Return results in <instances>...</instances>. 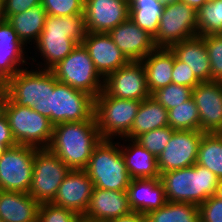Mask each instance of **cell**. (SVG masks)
<instances>
[{
    "instance_id": "cell-1",
    "label": "cell",
    "mask_w": 222,
    "mask_h": 222,
    "mask_svg": "<svg viewBox=\"0 0 222 222\" xmlns=\"http://www.w3.org/2000/svg\"><path fill=\"white\" fill-rule=\"evenodd\" d=\"M86 34L84 14L64 17L47 15L44 28L34 46L44 61L37 63L38 69L50 70L66 58L78 44H82Z\"/></svg>"
},
{
    "instance_id": "cell-2",
    "label": "cell",
    "mask_w": 222,
    "mask_h": 222,
    "mask_svg": "<svg viewBox=\"0 0 222 222\" xmlns=\"http://www.w3.org/2000/svg\"><path fill=\"white\" fill-rule=\"evenodd\" d=\"M101 140L96 120L65 122L53 126L48 149L71 170H84Z\"/></svg>"
},
{
    "instance_id": "cell-3",
    "label": "cell",
    "mask_w": 222,
    "mask_h": 222,
    "mask_svg": "<svg viewBox=\"0 0 222 222\" xmlns=\"http://www.w3.org/2000/svg\"><path fill=\"white\" fill-rule=\"evenodd\" d=\"M168 202L193 203L197 206L214 196L219 179L199 164L160 174Z\"/></svg>"
},
{
    "instance_id": "cell-4",
    "label": "cell",
    "mask_w": 222,
    "mask_h": 222,
    "mask_svg": "<svg viewBox=\"0 0 222 222\" xmlns=\"http://www.w3.org/2000/svg\"><path fill=\"white\" fill-rule=\"evenodd\" d=\"M28 69L29 67H25L4 83L5 94L12 102L33 108L51 122L54 75L51 70Z\"/></svg>"
},
{
    "instance_id": "cell-5",
    "label": "cell",
    "mask_w": 222,
    "mask_h": 222,
    "mask_svg": "<svg viewBox=\"0 0 222 222\" xmlns=\"http://www.w3.org/2000/svg\"><path fill=\"white\" fill-rule=\"evenodd\" d=\"M84 170L94 187L100 189L127 191L131 181L120 149V142H115L113 139H102L95 146Z\"/></svg>"
},
{
    "instance_id": "cell-6",
    "label": "cell",
    "mask_w": 222,
    "mask_h": 222,
    "mask_svg": "<svg viewBox=\"0 0 222 222\" xmlns=\"http://www.w3.org/2000/svg\"><path fill=\"white\" fill-rule=\"evenodd\" d=\"M2 111L6 115L12 136L19 145L48 148L53 133L49 119L28 106H20L5 96Z\"/></svg>"
},
{
    "instance_id": "cell-7",
    "label": "cell",
    "mask_w": 222,
    "mask_h": 222,
    "mask_svg": "<svg viewBox=\"0 0 222 222\" xmlns=\"http://www.w3.org/2000/svg\"><path fill=\"white\" fill-rule=\"evenodd\" d=\"M142 101L120 99L103 90L95 97L94 116L102 139H130V130ZM118 136V138H117Z\"/></svg>"
},
{
    "instance_id": "cell-8",
    "label": "cell",
    "mask_w": 222,
    "mask_h": 222,
    "mask_svg": "<svg viewBox=\"0 0 222 222\" xmlns=\"http://www.w3.org/2000/svg\"><path fill=\"white\" fill-rule=\"evenodd\" d=\"M58 82L97 97L104 90V79L95 69L88 50L78 44L63 60L52 67Z\"/></svg>"
},
{
    "instance_id": "cell-9",
    "label": "cell",
    "mask_w": 222,
    "mask_h": 222,
    "mask_svg": "<svg viewBox=\"0 0 222 222\" xmlns=\"http://www.w3.org/2000/svg\"><path fill=\"white\" fill-rule=\"evenodd\" d=\"M70 171L71 169L48 148L37 149L33 158L29 195L39 203L51 202Z\"/></svg>"
},
{
    "instance_id": "cell-10",
    "label": "cell",
    "mask_w": 222,
    "mask_h": 222,
    "mask_svg": "<svg viewBox=\"0 0 222 222\" xmlns=\"http://www.w3.org/2000/svg\"><path fill=\"white\" fill-rule=\"evenodd\" d=\"M95 98L86 92L58 82L54 76L51 92V124L96 120Z\"/></svg>"
},
{
    "instance_id": "cell-11",
    "label": "cell",
    "mask_w": 222,
    "mask_h": 222,
    "mask_svg": "<svg viewBox=\"0 0 222 222\" xmlns=\"http://www.w3.org/2000/svg\"><path fill=\"white\" fill-rule=\"evenodd\" d=\"M198 36L197 11L182 1L166 4L160 18L156 47L171 45Z\"/></svg>"
},
{
    "instance_id": "cell-12",
    "label": "cell",
    "mask_w": 222,
    "mask_h": 222,
    "mask_svg": "<svg viewBox=\"0 0 222 222\" xmlns=\"http://www.w3.org/2000/svg\"><path fill=\"white\" fill-rule=\"evenodd\" d=\"M37 149L19 144L7 148L0 156V190L28 193Z\"/></svg>"
},
{
    "instance_id": "cell-13",
    "label": "cell",
    "mask_w": 222,
    "mask_h": 222,
    "mask_svg": "<svg viewBox=\"0 0 222 222\" xmlns=\"http://www.w3.org/2000/svg\"><path fill=\"white\" fill-rule=\"evenodd\" d=\"M203 134L204 132L200 130H175L170 141L157 157L160 174L193 166L197 161Z\"/></svg>"
},
{
    "instance_id": "cell-14",
    "label": "cell",
    "mask_w": 222,
    "mask_h": 222,
    "mask_svg": "<svg viewBox=\"0 0 222 222\" xmlns=\"http://www.w3.org/2000/svg\"><path fill=\"white\" fill-rule=\"evenodd\" d=\"M104 90L120 99L142 101L150 97L143 63L132 61L111 73L104 80Z\"/></svg>"
},
{
    "instance_id": "cell-15",
    "label": "cell",
    "mask_w": 222,
    "mask_h": 222,
    "mask_svg": "<svg viewBox=\"0 0 222 222\" xmlns=\"http://www.w3.org/2000/svg\"><path fill=\"white\" fill-rule=\"evenodd\" d=\"M130 0H84L87 32L108 33L129 18Z\"/></svg>"
},
{
    "instance_id": "cell-16",
    "label": "cell",
    "mask_w": 222,
    "mask_h": 222,
    "mask_svg": "<svg viewBox=\"0 0 222 222\" xmlns=\"http://www.w3.org/2000/svg\"><path fill=\"white\" fill-rule=\"evenodd\" d=\"M200 119V131L222 133V82H200L192 91Z\"/></svg>"
},
{
    "instance_id": "cell-17",
    "label": "cell",
    "mask_w": 222,
    "mask_h": 222,
    "mask_svg": "<svg viewBox=\"0 0 222 222\" xmlns=\"http://www.w3.org/2000/svg\"><path fill=\"white\" fill-rule=\"evenodd\" d=\"M93 189L94 184L85 170H71L58 187L51 203L83 217Z\"/></svg>"
},
{
    "instance_id": "cell-18",
    "label": "cell",
    "mask_w": 222,
    "mask_h": 222,
    "mask_svg": "<svg viewBox=\"0 0 222 222\" xmlns=\"http://www.w3.org/2000/svg\"><path fill=\"white\" fill-rule=\"evenodd\" d=\"M82 44L88 50L95 69L104 80L130 62L108 33L87 32Z\"/></svg>"
},
{
    "instance_id": "cell-19",
    "label": "cell",
    "mask_w": 222,
    "mask_h": 222,
    "mask_svg": "<svg viewBox=\"0 0 222 222\" xmlns=\"http://www.w3.org/2000/svg\"><path fill=\"white\" fill-rule=\"evenodd\" d=\"M116 46L130 61H142L155 48L153 38L130 18L108 32Z\"/></svg>"
},
{
    "instance_id": "cell-20",
    "label": "cell",
    "mask_w": 222,
    "mask_h": 222,
    "mask_svg": "<svg viewBox=\"0 0 222 222\" xmlns=\"http://www.w3.org/2000/svg\"><path fill=\"white\" fill-rule=\"evenodd\" d=\"M130 212L126 191H112L94 187L83 220L108 222Z\"/></svg>"
},
{
    "instance_id": "cell-21",
    "label": "cell",
    "mask_w": 222,
    "mask_h": 222,
    "mask_svg": "<svg viewBox=\"0 0 222 222\" xmlns=\"http://www.w3.org/2000/svg\"><path fill=\"white\" fill-rule=\"evenodd\" d=\"M26 46L20 41L13 27L0 19V80L5 83L20 70L29 65L26 55ZM27 58V59H26ZM21 65L23 67H21Z\"/></svg>"
},
{
    "instance_id": "cell-22",
    "label": "cell",
    "mask_w": 222,
    "mask_h": 222,
    "mask_svg": "<svg viewBox=\"0 0 222 222\" xmlns=\"http://www.w3.org/2000/svg\"><path fill=\"white\" fill-rule=\"evenodd\" d=\"M126 192L131 211L144 215L167 202L160 177L131 179Z\"/></svg>"
},
{
    "instance_id": "cell-23",
    "label": "cell",
    "mask_w": 222,
    "mask_h": 222,
    "mask_svg": "<svg viewBox=\"0 0 222 222\" xmlns=\"http://www.w3.org/2000/svg\"><path fill=\"white\" fill-rule=\"evenodd\" d=\"M175 57L188 64L200 82L211 81V67L205 41L201 36L175 43L169 47Z\"/></svg>"
},
{
    "instance_id": "cell-24",
    "label": "cell",
    "mask_w": 222,
    "mask_h": 222,
    "mask_svg": "<svg viewBox=\"0 0 222 222\" xmlns=\"http://www.w3.org/2000/svg\"><path fill=\"white\" fill-rule=\"evenodd\" d=\"M39 205L29 193L0 190V219L4 222H38Z\"/></svg>"
},
{
    "instance_id": "cell-25",
    "label": "cell",
    "mask_w": 222,
    "mask_h": 222,
    "mask_svg": "<svg viewBox=\"0 0 222 222\" xmlns=\"http://www.w3.org/2000/svg\"><path fill=\"white\" fill-rule=\"evenodd\" d=\"M141 62L150 94L172 83L174 53L170 48L156 47Z\"/></svg>"
},
{
    "instance_id": "cell-26",
    "label": "cell",
    "mask_w": 222,
    "mask_h": 222,
    "mask_svg": "<svg viewBox=\"0 0 222 222\" xmlns=\"http://www.w3.org/2000/svg\"><path fill=\"white\" fill-rule=\"evenodd\" d=\"M121 140L126 144L128 142L127 146L120 142V149L131 179L160 177L156 156L135 140L127 138H121Z\"/></svg>"
},
{
    "instance_id": "cell-27",
    "label": "cell",
    "mask_w": 222,
    "mask_h": 222,
    "mask_svg": "<svg viewBox=\"0 0 222 222\" xmlns=\"http://www.w3.org/2000/svg\"><path fill=\"white\" fill-rule=\"evenodd\" d=\"M169 126L168 110L151 96L142 100L130 130V139L153 129Z\"/></svg>"
},
{
    "instance_id": "cell-28",
    "label": "cell",
    "mask_w": 222,
    "mask_h": 222,
    "mask_svg": "<svg viewBox=\"0 0 222 222\" xmlns=\"http://www.w3.org/2000/svg\"><path fill=\"white\" fill-rule=\"evenodd\" d=\"M46 10L40 4L23 13L10 15L6 21L13 27L20 41L27 46L30 42L37 43L44 28Z\"/></svg>"
},
{
    "instance_id": "cell-29",
    "label": "cell",
    "mask_w": 222,
    "mask_h": 222,
    "mask_svg": "<svg viewBox=\"0 0 222 222\" xmlns=\"http://www.w3.org/2000/svg\"><path fill=\"white\" fill-rule=\"evenodd\" d=\"M164 6L160 0H130L129 18L154 39Z\"/></svg>"
},
{
    "instance_id": "cell-30",
    "label": "cell",
    "mask_w": 222,
    "mask_h": 222,
    "mask_svg": "<svg viewBox=\"0 0 222 222\" xmlns=\"http://www.w3.org/2000/svg\"><path fill=\"white\" fill-rule=\"evenodd\" d=\"M146 222H200L199 208L193 203L166 202L145 215Z\"/></svg>"
},
{
    "instance_id": "cell-31",
    "label": "cell",
    "mask_w": 222,
    "mask_h": 222,
    "mask_svg": "<svg viewBox=\"0 0 222 222\" xmlns=\"http://www.w3.org/2000/svg\"><path fill=\"white\" fill-rule=\"evenodd\" d=\"M196 164L208 168L222 179V133H204L199 144Z\"/></svg>"
},
{
    "instance_id": "cell-32",
    "label": "cell",
    "mask_w": 222,
    "mask_h": 222,
    "mask_svg": "<svg viewBox=\"0 0 222 222\" xmlns=\"http://www.w3.org/2000/svg\"><path fill=\"white\" fill-rule=\"evenodd\" d=\"M198 36L219 35L222 31V0H208L197 11Z\"/></svg>"
},
{
    "instance_id": "cell-33",
    "label": "cell",
    "mask_w": 222,
    "mask_h": 222,
    "mask_svg": "<svg viewBox=\"0 0 222 222\" xmlns=\"http://www.w3.org/2000/svg\"><path fill=\"white\" fill-rule=\"evenodd\" d=\"M168 123L174 130H200L199 112L193 97L168 110Z\"/></svg>"
},
{
    "instance_id": "cell-34",
    "label": "cell",
    "mask_w": 222,
    "mask_h": 222,
    "mask_svg": "<svg viewBox=\"0 0 222 222\" xmlns=\"http://www.w3.org/2000/svg\"><path fill=\"white\" fill-rule=\"evenodd\" d=\"M192 91L193 88L171 83L154 91L151 97L169 110L189 100L192 97Z\"/></svg>"
},
{
    "instance_id": "cell-35",
    "label": "cell",
    "mask_w": 222,
    "mask_h": 222,
    "mask_svg": "<svg viewBox=\"0 0 222 222\" xmlns=\"http://www.w3.org/2000/svg\"><path fill=\"white\" fill-rule=\"evenodd\" d=\"M174 131L175 130L169 126L153 129L139 135L135 141H137L154 156L158 157V155H160L167 143L170 141Z\"/></svg>"
},
{
    "instance_id": "cell-36",
    "label": "cell",
    "mask_w": 222,
    "mask_h": 222,
    "mask_svg": "<svg viewBox=\"0 0 222 222\" xmlns=\"http://www.w3.org/2000/svg\"><path fill=\"white\" fill-rule=\"evenodd\" d=\"M83 217L51 202L40 203L38 222H82Z\"/></svg>"
},
{
    "instance_id": "cell-37",
    "label": "cell",
    "mask_w": 222,
    "mask_h": 222,
    "mask_svg": "<svg viewBox=\"0 0 222 222\" xmlns=\"http://www.w3.org/2000/svg\"><path fill=\"white\" fill-rule=\"evenodd\" d=\"M205 41L211 67V81L222 82V37L217 35L201 36Z\"/></svg>"
},
{
    "instance_id": "cell-38",
    "label": "cell",
    "mask_w": 222,
    "mask_h": 222,
    "mask_svg": "<svg viewBox=\"0 0 222 222\" xmlns=\"http://www.w3.org/2000/svg\"><path fill=\"white\" fill-rule=\"evenodd\" d=\"M47 15L69 16L84 14V0H42Z\"/></svg>"
},
{
    "instance_id": "cell-39",
    "label": "cell",
    "mask_w": 222,
    "mask_h": 222,
    "mask_svg": "<svg viewBox=\"0 0 222 222\" xmlns=\"http://www.w3.org/2000/svg\"><path fill=\"white\" fill-rule=\"evenodd\" d=\"M198 208L200 222H222V199L220 197L211 196Z\"/></svg>"
},
{
    "instance_id": "cell-40",
    "label": "cell",
    "mask_w": 222,
    "mask_h": 222,
    "mask_svg": "<svg viewBox=\"0 0 222 222\" xmlns=\"http://www.w3.org/2000/svg\"><path fill=\"white\" fill-rule=\"evenodd\" d=\"M189 65L178 60L174 55V65L172 71V83L177 85L195 88L200 81L195 77Z\"/></svg>"
},
{
    "instance_id": "cell-41",
    "label": "cell",
    "mask_w": 222,
    "mask_h": 222,
    "mask_svg": "<svg viewBox=\"0 0 222 222\" xmlns=\"http://www.w3.org/2000/svg\"><path fill=\"white\" fill-rule=\"evenodd\" d=\"M41 3L42 0H4L2 19H6L10 15L23 13Z\"/></svg>"
},
{
    "instance_id": "cell-42",
    "label": "cell",
    "mask_w": 222,
    "mask_h": 222,
    "mask_svg": "<svg viewBox=\"0 0 222 222\" xmlns=\"http://www.w3.org/2000/svg\"><path fill=\"white\" fill-rule=\"evenodd\" d=\"M16 142L12 136L8 119L4 112L0 113V146H7L8 148L16 146Z\"/></svg>"
},
{
    "instance_id": "cell-43",
    "label": "cell",
    "mask_w": 222,
    "mask_h": 222,
    "mask_svg": "<svg viewBox=\"0 0 222 222\" xmlns=\"http://www.w3.org/2000/svg\"><path fill=\"white\" fill-rule=\"evenodd\" d=\"M108 222H146V220L144 214L131 211L129 214L109 220Z\"/></svg>"
},
{
    "instance_id": "cell-44",
    "label": "cell",
    "mask_w": 222,
    "mask_h": 222,
    "mask_svg": "<svg viewBox=\"0 0 222 222\" xmlns=\"http://www.w3.org/2000/svg\"><path fill=\"white\" fill-rule=\"evenodd\" d=\"M180 1L184 2L188 6L198 11L202 6L206 4L208 0H180Z\"/></svg>"
},
{
    "instance_id": "cell-45",
    "label": "cell",
    "mask_w": 222,
    "mask_h": 222,
    "mask_svg": "<svg viewBox=\"0 0 222 222\" xmlns=\"http://www.w3.org/2000/svg\"><path fill=\"white\" fill-rule=\"evenodd\" d=\"M215 195L222 199V179L219 180L217 191H216Z\"/></svg>"
},
{
    "instance_id": "cell-46",
    "label": "cell",
    "mask_w": 222,
    "mask_h": 222,
    "mask_svg": "<svg viewBox=\"0 0 222 222\" xmlns=\"http://www.w3.org/2000/svg\"><path fill=\"white\" fill-rule=\"evenodd\" d=\"M5 90L3 89L1 92H0V113L2 112V106H3V102H4V99H5Z\"/></svg>"
},
{
    "instance_id": "cell-47",
    "label": "cell",
    "mask_w": 222,
    "mask_h": 222,
    "mask_svg": "<svg viewBox=\"0 0 222 222\" xmlns=\"http://www.w3.org/2000/svg\"><path fill=\"white\" fill-rule=\"evenodd\" d=\"M160 1L163 5H166V4L176 3L180 0H160Z\"/></svg>"
},
{
    "instance_id": "cell-48",
    "label": "cell",
    "mask_w": 222,
    "mask_h": 222,
    "mask_svg": "<svg viewBox=\"0 0 222 222\" xmlns=\"http://www.w3.org/2000/svg\"><path fill=\"white\" fill-rule=\"evenodd\" d=\"M7 146H0V156L7 150Z\"/></svg>"
},
{
    "instance_id": "cell-49",
    "label": "cell",
    "mask_w": 222,
    "mask_h": 222,
    "mask_svg": "<svg viewBox=\"0 0 222 222\" xmlns=\"http://www.w3.org/2000/svg\"><path fill=\"white\" fill-rule=\"evenodd\" d=\"M3 2L4 0H0V16L2 17V12H3Z\"/></svg>"
},
{
    "instance_id": "cell-50",
    "label": "cell",
    "mask_w": 222,
    "mask_h": 222,
    "mask_svg": "<svg viewBox=\"0 0 222 222\" xmlns=\"http://www.w3.org/2000/svg\"><path fill=\"white\" fill-rule=\"evenodd\" d=\"M4 89V83L0 80V92Z\"/></svg>"
},
{
    "instance_id": "cell-51",
    "label": "cell",
    "mask_w": 222,
    "mask_h": 222,
    "mask_svg": "<svg viewBox=\"0 0 222 222\" xmlns=\"http://www.w3.org/2000/svg\"><path fill=\"white\" fill-rule=\"evenodd\" d=\"M82 222H93V221L83 220Z\"/></svg>"
}]
</instances>
